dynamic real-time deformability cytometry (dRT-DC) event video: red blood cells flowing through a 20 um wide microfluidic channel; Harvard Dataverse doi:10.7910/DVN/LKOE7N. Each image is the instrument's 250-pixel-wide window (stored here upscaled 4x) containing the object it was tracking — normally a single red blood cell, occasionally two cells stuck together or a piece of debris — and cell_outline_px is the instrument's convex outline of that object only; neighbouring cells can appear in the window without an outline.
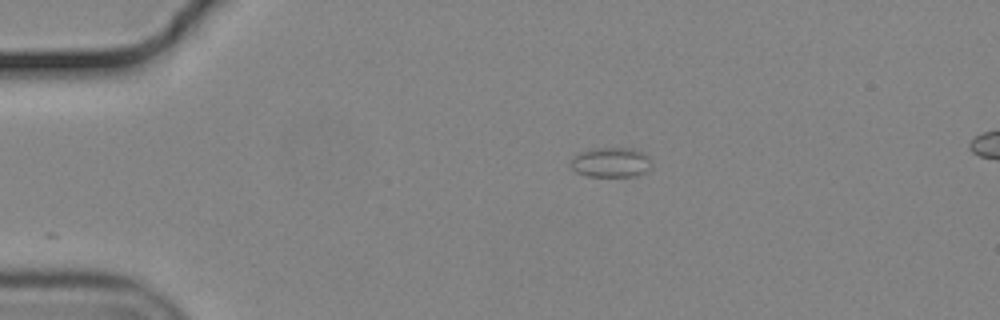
{"species": "common noctule bat (a hibernating species)", "species_latin": "Nyctalus noctula", "temperature_condition": "cold", "stored_images_in_passage": 25, "camera_frame_rate_fps": 3000, "um_per_image_px": 0.085, "animal": {"sex": "male", "body_mass_g": 19.2, "forearm_length_mm": 51.8}, "frame": {"image": 1, "passage_image": 1, "time_ms": 0.0, "image_size_px": [1000, 320], "cell_outline_px": [[652, 160], [648, 168], [644, 172], [636, 176], [588, 176], [576, 172], [568, 164], [572, 156], [580, 152], [596, 148], [632, 148], [644, 152]], "centroid_in_image_um": [51.9, 13.79], "position_along_channel_um": 33.1, "area_um2": 14.16}}
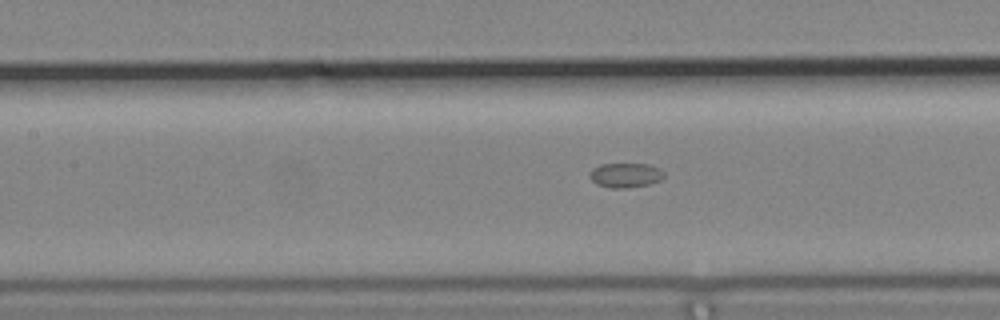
{"frame": {"image": 2, "passage_image": 15, "time_ms": 4.667, "image_size_px": [1000, 320], "cell_outline_px": [[664, 176], [660, 180], [648, 184], [624, 188], [608, 188], [596, 184], [588, 176], [588, 172], [592, 168], [600, 164], [648, 164], [660, 168], [664, 172]], "centroid_in_image_um": [53.12, 14.88], "position_along_channel_um": 154.3, "area_um2": 10.75}}
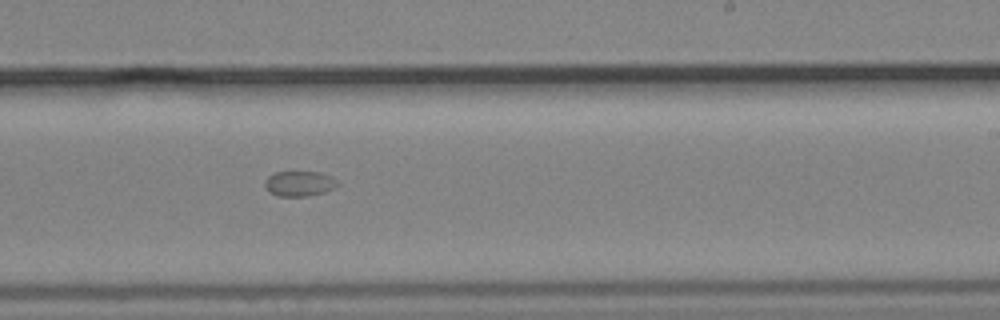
{"frame": {"image": 3, "passage_image": 24, "time_ms": 7.667, "image_size_px": [1000, 320], "cell_outline_px": [[340, 184], [336, 188], [324, 192], [308, 196], [276, 196], [268, 192], [264, 184], [264, 180], [272, 172], [320, 172], [332, 176]], "centroid_in_image_um": [25.44, 15.6], "position_along_channel_um": 263.6, "area_um2": 10.92}}